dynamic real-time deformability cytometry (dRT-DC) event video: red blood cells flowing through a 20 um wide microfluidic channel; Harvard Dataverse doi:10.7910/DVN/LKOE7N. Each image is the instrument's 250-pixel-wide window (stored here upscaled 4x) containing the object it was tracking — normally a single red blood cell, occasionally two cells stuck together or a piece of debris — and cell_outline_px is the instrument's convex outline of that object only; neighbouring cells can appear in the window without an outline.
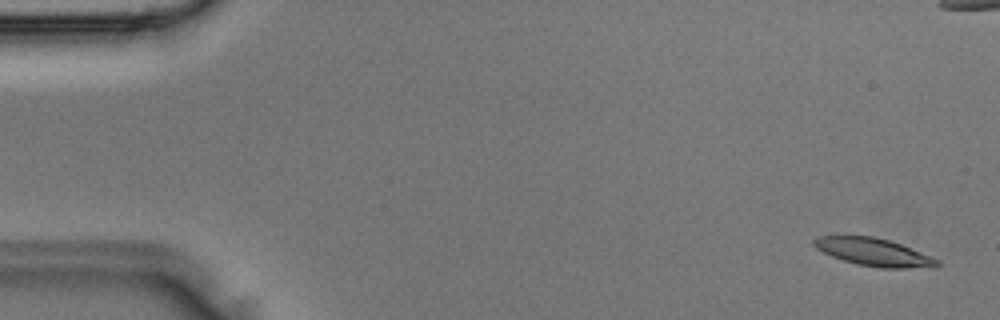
{"species": "Egyptian fruit bat (a non-hibernating species)", "species_latin": "Rousettus aegyptiacus", "temperature_condition": "room temperature", "stored_images_in_passage": 2, "camera_frame_rate_fps": 3000, "um_per_image_px": 0.085, "animal": {"sex": "male"}, "frame": {"image": 1, "passage_image": 2, "time_ms": 0.333, "image_size_px": [1000, 320], "cell_outline_px": [[940, 264], [936, 268], [880, 268], [856, 264], [832, 256], [816, 248], [812, 244], [812, 240], [816, 236], [872, 236], [888, 240], [900, 244], [940, 260]], "centroid_in_image_um": [74.28, 21.44], "position_along_channel_um": 10.7, "area_um2": 19.88}}